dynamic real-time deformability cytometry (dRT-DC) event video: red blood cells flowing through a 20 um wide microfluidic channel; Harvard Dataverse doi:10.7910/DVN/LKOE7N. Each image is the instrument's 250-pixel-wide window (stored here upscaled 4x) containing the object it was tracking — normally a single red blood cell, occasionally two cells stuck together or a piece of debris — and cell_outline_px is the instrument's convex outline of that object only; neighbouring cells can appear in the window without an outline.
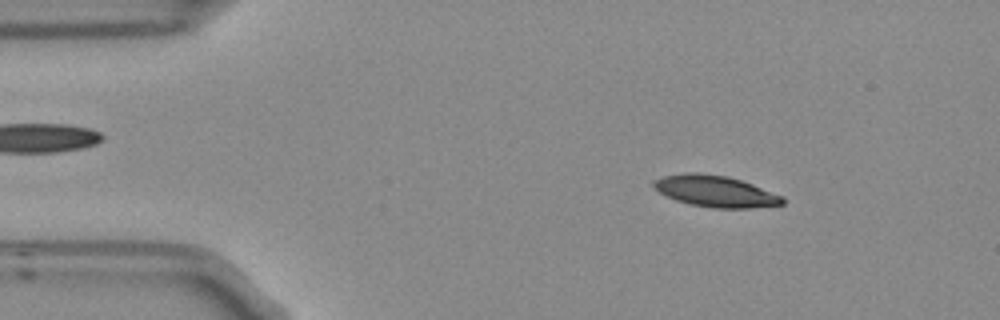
{"species": "Egyptian fruit bat (a non-hibernating species)", "species_latin": "Rousettus aegyptiacus", "temperature_condition": "room temperature", "stored_images_in_passage": 5, "camera_frame_rate_fps": 3000, "um_per_image_px": 0.085, "frame": {"image": 1, "passage_image": 3, "time_ms": 0.667, "image_size_px": [1000, 320], "cell_outline_px": [[784, 204], [748, 208], [712, 208], [692, 204], [676, 200], [660, 192], [652, 184], [652, 180], [664, 176], [688, 172], [696, 172], [728, 176], [752, 184], [784, 196]], "centroid_in_image_um": [60.82, 16.25], "position_along_channel_um": 24.2, "area_um2": 23.41}}